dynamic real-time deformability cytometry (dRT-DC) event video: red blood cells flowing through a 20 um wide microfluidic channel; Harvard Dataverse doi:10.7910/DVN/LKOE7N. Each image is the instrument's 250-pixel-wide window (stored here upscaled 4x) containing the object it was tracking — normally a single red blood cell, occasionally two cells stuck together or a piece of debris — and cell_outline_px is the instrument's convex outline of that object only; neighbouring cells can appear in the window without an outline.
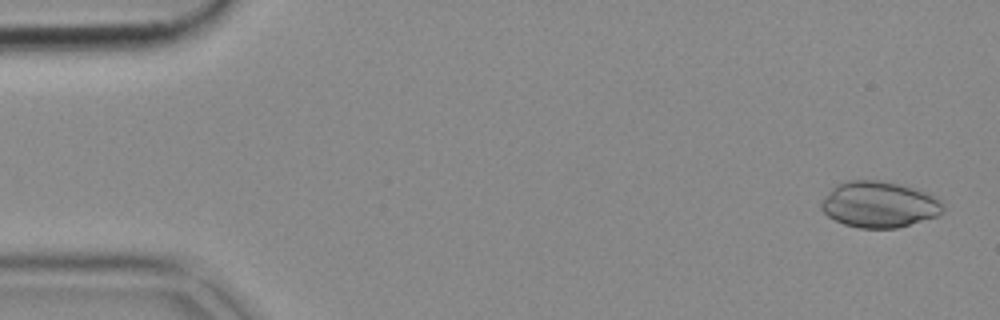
{"species": "common noctule bat (a hibernating species)", "species_latin": "Nyctalus noctula", "temperature_condition": "cold", "stored_images_in_passage": 51, "camera_frame_rate_fps": 3000, "um_per_image_px": 0.085, "animal": {"sex": "female", "body_mass_g": 18.4}, "frame": {"image": 1, "passage_image": 2, "time_ms": 0.333, "image_size_px": [1000, 320], "cell_outline_px": [[944, 208], [936, 216], [896, 228], [860, 228], [844, 224], [828, 216], [820, 208], [820, 204], [832, 188], [836, 184], [844, 180], [880, 180], [912, 188], [924, 192], [932, 196]], "centroid_in_image_um": [74.65, 17.38], "position_along_channel_um": 10.4, "area_um2": 32.08}}
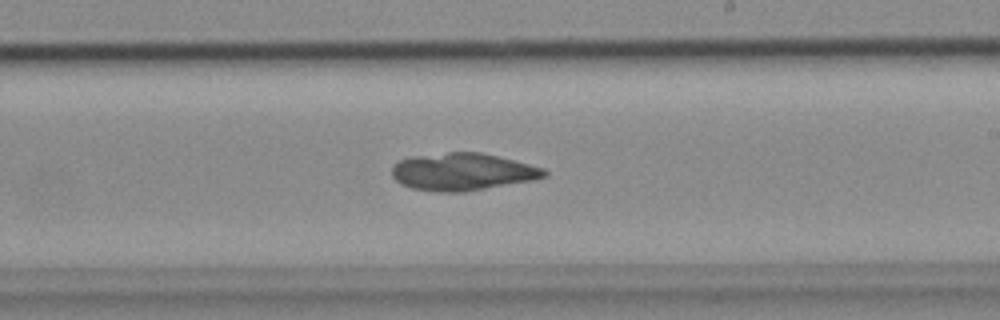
{"frame": {"image": 2, "passage_image": 30, "time_ms": 9.667, "image_size_px": [1000, 320], "cell_outline_px": [[548, 176], [532, 180], [468, 192], [440, 192], [412, 188], [400, 184], [392, 176], [392, 164], [400, 160], [412, 156], [448, 152], [480, 152], [544, 168], [548, 172]], "centroid_in_image_um": [39.3, 14.61], "position_along_channel_um": 249.7, "area_um2": 33.23}}
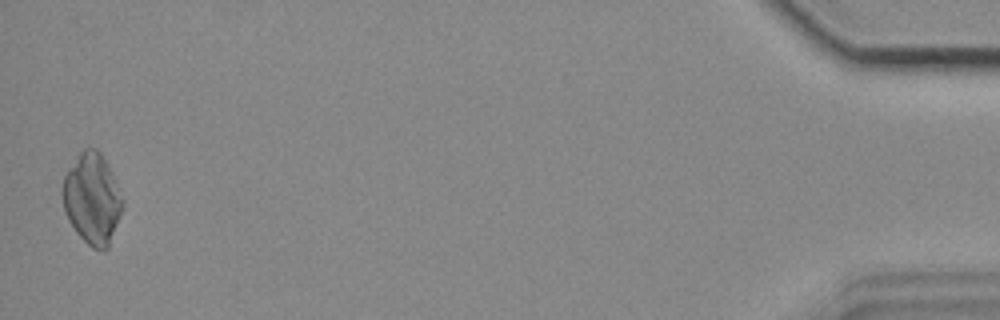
{"frame": {"image": 3, "passage_image": 51, "time_ms": 16.667, "image_size_px": [1000, 320], "cell_outline_px": [[124, 200], [108, 248], [104, 252], [100, 252], [92, 248], [76, 232], [68, 220], [64, 212], [60, 192], [64, 176], [80, 152], [84, 148], [96, 148], [100, 152]], "centroid_in_image_um": [7.78, 16.92], "position_along_channel_um": 427.4, "area_um2": 31.44}}